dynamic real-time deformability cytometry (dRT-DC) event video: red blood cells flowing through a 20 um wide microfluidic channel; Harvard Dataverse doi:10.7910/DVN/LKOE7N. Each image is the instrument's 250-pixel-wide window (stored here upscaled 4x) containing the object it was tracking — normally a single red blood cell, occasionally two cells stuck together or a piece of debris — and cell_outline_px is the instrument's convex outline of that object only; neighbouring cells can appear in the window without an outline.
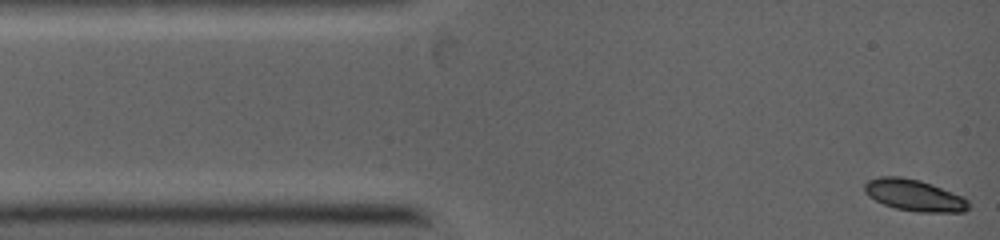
{"species": "common noctule bat (a hibernating species)", "species_latin": "Nyctalus noctula", "temperature_condition": "warm", "stored_images_in_passage": 12, "camera_frame_rate_fps": 5000, "um_per_image_px": 0.085, "animal": {"sex": "female", "body_mass_g": 19.0, "forearm_length_mm": 53.3}, "frame": {"image": 1, "passage_image": 1, "time_ms": 0.0, "image_size_px": [1000, 240], "cell_outline_px": [[968, 208], [964, 212], [920, 212], [896, 208], [884, 204], [876, 200], [864, 192], [864, 184], [868, 180], [880, 176], [900, 176], [920, 180], [932, 184], [964, 196], [968, 200]], "centroid_in_image_um": [77.72, 16.58], "position_along_channel_um": 7.3, "area_um2": 19.13}}
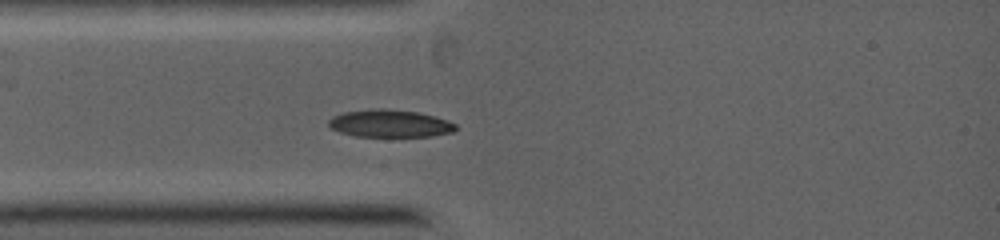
{"frame": {"image": 2, "passage_image": 12, "time_ms": 2.2, "image_size_px": [1000, 240], "cell_outline_px": [[456, 128], [452, 132], [432, 136], [392, 140], [360, 140], [328, 128], [328, 120], [332, 116], [344, 112], [372, 108], [384, 108], [416, 112], [448, 120], [456, 124]], "centroid_in_image_um": [33.03, 10.59], "position_along_channel_um": 52.0, "area_um2": 22.14}}